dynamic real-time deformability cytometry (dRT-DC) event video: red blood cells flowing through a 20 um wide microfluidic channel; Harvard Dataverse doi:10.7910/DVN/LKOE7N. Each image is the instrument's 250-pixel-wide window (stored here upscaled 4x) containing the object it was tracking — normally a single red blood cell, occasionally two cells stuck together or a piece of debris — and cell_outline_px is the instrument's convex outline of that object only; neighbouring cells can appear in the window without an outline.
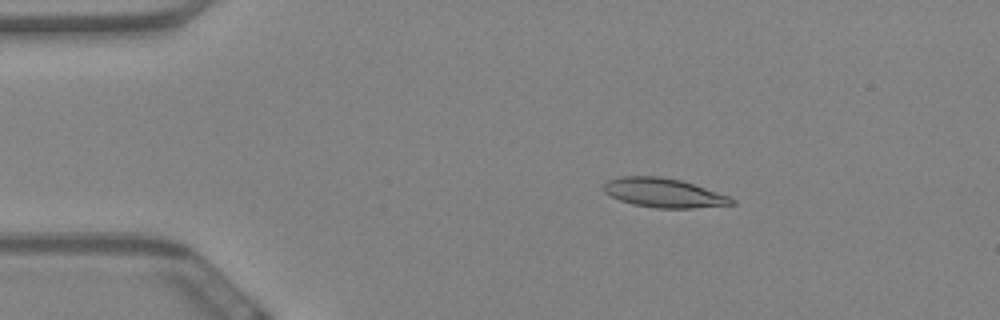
{"species": "Egyptian fruit bat (a non-hibernating species)", "species_latin": "Rousettus aegyptiacus", "temperature_condition": "warm", "stored_images_in_passage": 60, "camera_frame_rate_fps": 3000, "um_per_image_px": 0.085, "animal": {"sex": "female"}, "frame": {"image": 1, "passage_image": 11, "time_ms": 3.333, "image_size_px": [1000, 320], "cell_outline_px": [[736, 204], [692, 208], [656, 208], [632, 204], [620, 200], [604, 192], [604, 184], [608, 180], [620, 176], [660, 176], [680, 180], [732, 196], [736, 200]], "centroid_in_image_um": [56.46, 16.39], "position_along_channel_um": 28.5, "area_um2": 21.85}}
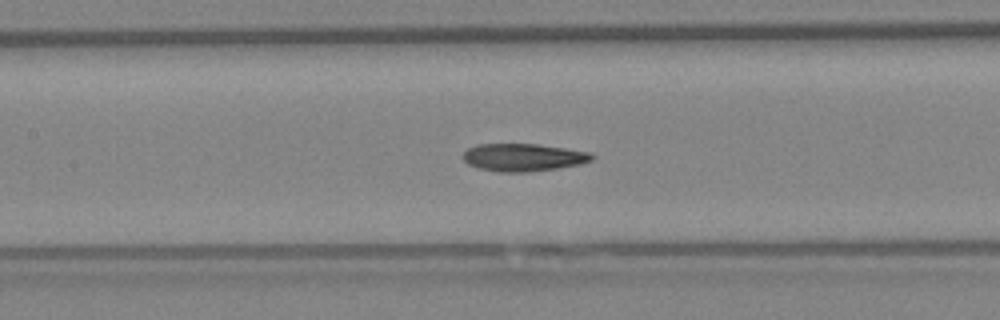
{"frame": {"image": 2, "passage_image": 28, "time_ms": 9.0, "image_size_px": [1000, 320], "cell_outline_px": [[596, 156], [592, 160], [580, 164], [556, 168], [528, 172], [500, 172], [476, 168], [468, 164], [460, 156], [468, 148], [476, 144], [536, 144], [592, 152]], "centroid_in_image_um": [44.46, 13.37], "position_along_channel_um": 162.9, "area_um2": 20.92}}
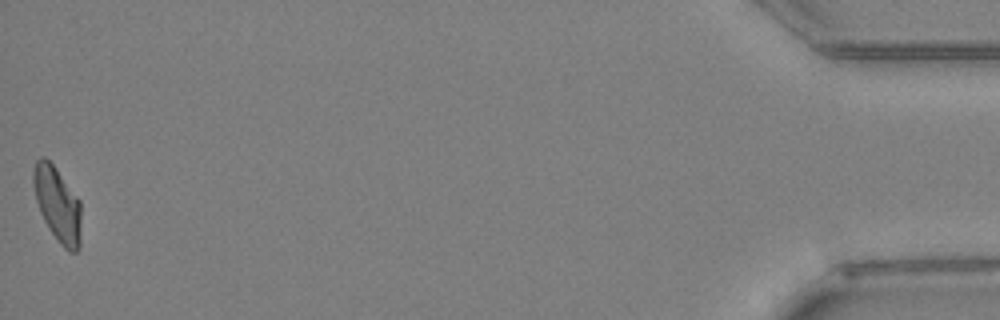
{"frame": {"image": 3, "passage_image": 60, "time_ms": 19.667, "image_size_px": [1000, 320], "cell_outline_px": [[80, 248], [76, 252], [68, 252], [60, 244], [48, 228], [40, 212], [36, 200], [32, 184], [32, 172], [36, 160], [40, 156], [44, 156], [56, 168], [80, 200]], "centroid_in_image_um": [4.87, 17.36], "position_along_channel_um": 430.3, "area_um2": 20.98}, "authors_computed_cell_mechanics": {"area_um2": 21.0681, "velocity_mm_per_s": 3.4236, "shape_relaxation_time_tau1_ms": null, "shape_relaxation_time_tau2_ms": 4.1686, "deformation_change_tau1": null, "deformation_change_tau2": 0.1178}}